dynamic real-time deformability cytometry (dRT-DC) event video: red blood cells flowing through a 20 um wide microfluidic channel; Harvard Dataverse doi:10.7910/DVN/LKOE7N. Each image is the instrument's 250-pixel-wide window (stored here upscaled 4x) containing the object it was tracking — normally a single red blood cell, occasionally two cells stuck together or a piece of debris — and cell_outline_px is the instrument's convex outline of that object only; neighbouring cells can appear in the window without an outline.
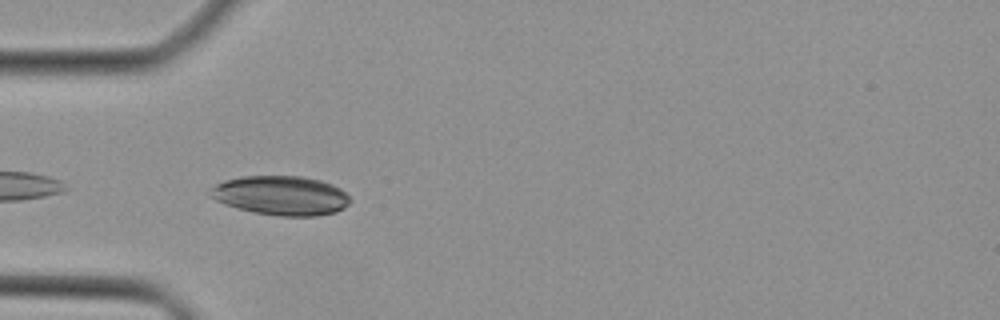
{"species": "Egyptian fruit bat (a non-hibernating species)", "species_latin": "Rousettus aegyptiacus", "temperature_condition": "cold", "stored_images_in_passage": 14, "camera_frame_rate_fps": 3000, "um_per_image_px": 0.085, "animal": {"sex": "female"}, "frame": {"image": 1, "passage_image": 1, "time_ms": 0.0, "image_size_px": [1000, 320], "cell_outline_px": [[352, 200], [344, 208], [336, 212], [316, 216], [280, 216], [256, 212], [224, 204], [208, 196], [208, 188], [224, 180], [240, 176], [304, 176], [320, 180], [332, 184], [340, 188]], "centroid_in_image_um": [23.87, 16.6], "position_along_channel_um": 61.1, "area_um2": 32.19}}
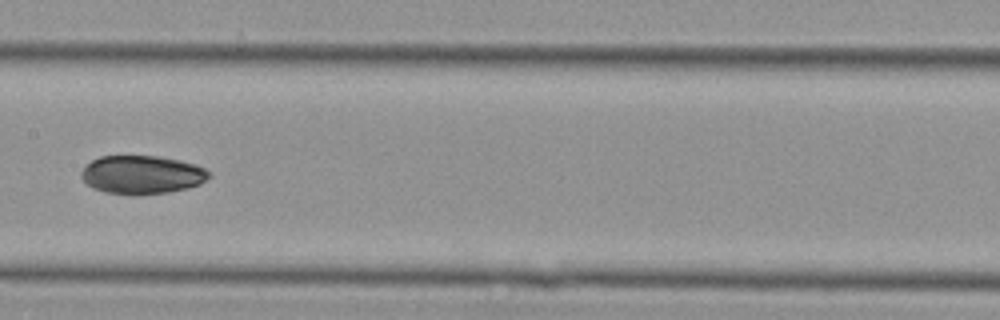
{"frame": {"image": 2, "passage_image": 10, "time_ms": 3.0, "image_size_px": [1000, 320], "cell_outline_px": [[212, 176], [200, 184], [188, 188], [168, 192], [136, 196], [104, 192], [92, 188], [80, 176], [80, 172], [92, 160], [100, 156], [156, 156], [180, 160], [196, 164], [212, 172]], "centroid_in_image_um": [12.09, 14.86], "position_along_channel_um": 195.3, "area_um2": 28.96}}
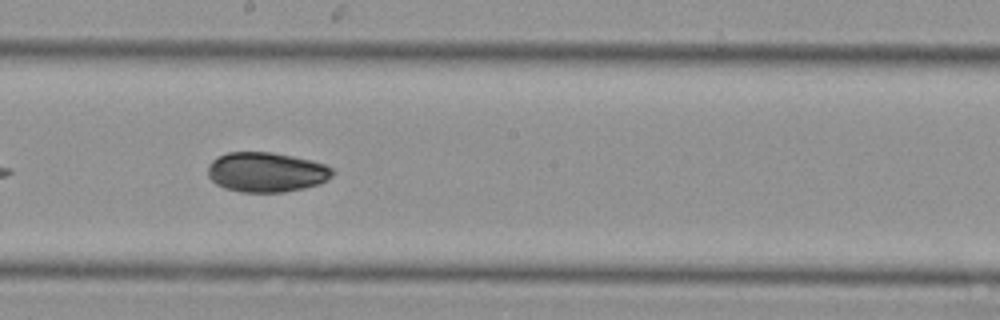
{"frame": {"image": 3, "passage_image": 12, "time_ms": 3.667, "image_size_px": [1000, 320], "cell_outline_px": [[336, 172], [332, 176], [320, 184], [304, 188], [284, 192], [240, 192], [224, 188], [216, 184], [208, 176], [208, 164], [212, 160], [228, 152], [272, 152], [312, 160], [324, 164], [332, 168]], "centroid_in_image_um": [22.65, 14.63], "position_along_channel_um": 225.5, "area_um2": 29.07}}